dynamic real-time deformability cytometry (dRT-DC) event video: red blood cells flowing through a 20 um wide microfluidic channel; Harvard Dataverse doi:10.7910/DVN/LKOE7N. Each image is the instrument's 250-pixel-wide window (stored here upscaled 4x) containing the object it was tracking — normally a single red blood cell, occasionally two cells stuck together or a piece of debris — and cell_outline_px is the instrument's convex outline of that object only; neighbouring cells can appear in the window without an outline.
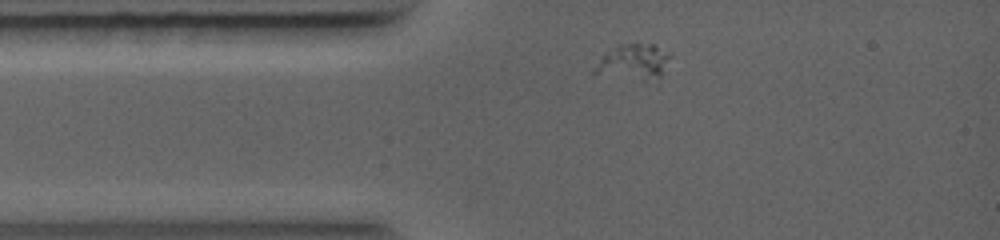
{"species": "common noctule bat (a hibernating species)", "species_latin": "Nyctalus noctula", "temperature_condition": "warm", "stored_images_in_passage": 53, "camera_frame_rate_fps": 5000, "um_per_image_px": 0.085, "animal": {"sex": "female", "body_mass_g": 19.0, "forearm_length_mm": 56.7}, "frame": {"image": 1, "passage_image": 3, "time_ms": 0.4, "image_size_px": [1000, 240], "cell_outline_px": [[672, 56], [656, 88], [592, 72], [592, 68], [616, 44], [656, 44]], "centroid_in_image_um": [53.96, 5.41], "position_along_channel_um": 31.0, "area_um2": 17.11}}
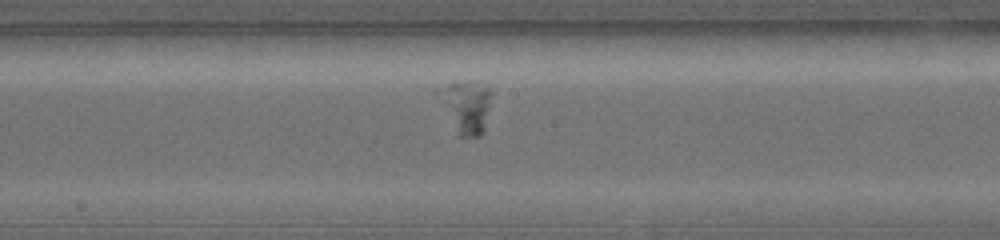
{"frame": {"image": 2, "passage_image": 25, "time_ms": 4.4, "image_size_px": [1000, 240], "cell_outline_px": [[492, 92], [484, 132], [480, 136], [460, 136], [436, 92], [436, 88], [448, 84], [468, 80], [488, 88]], "centroid_in_image_um": [39.64, 9.02], "position_along_channel_um": 208.6, "area_um2": 15.72}}
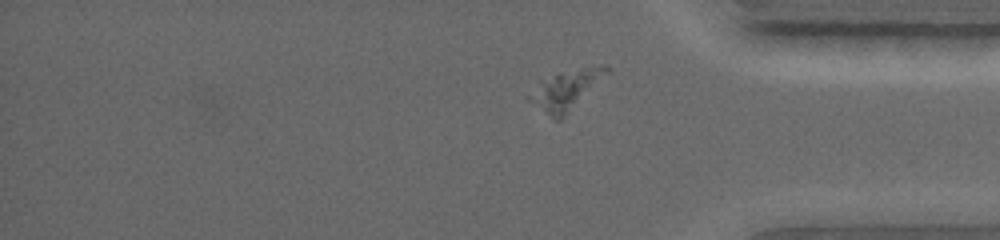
{"frame": {"image": 3, "passage_image": 46, "time_ms": 8.2, "image_size_px": [1000, 240], "cell_outline_px": [[612, 68], [560, 120], [556, 120], [528, 100], [528, 96], [540, 80], [588, 68]], "centroid_in_image_um": [48.01, 7.72], "position_along_channel_um": 387.2, "area_um2": 15.95}}